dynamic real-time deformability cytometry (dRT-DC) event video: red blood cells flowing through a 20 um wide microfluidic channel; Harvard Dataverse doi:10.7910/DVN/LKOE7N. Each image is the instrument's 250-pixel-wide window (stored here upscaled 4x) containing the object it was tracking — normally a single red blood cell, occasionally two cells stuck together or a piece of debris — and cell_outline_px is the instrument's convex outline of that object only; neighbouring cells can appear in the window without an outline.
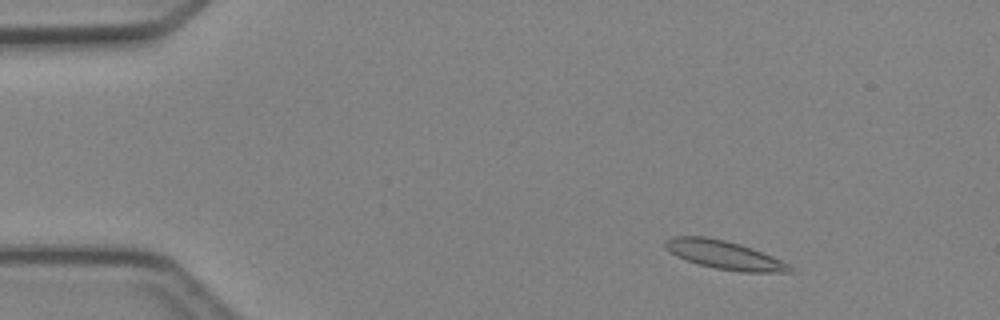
{"species": "Egyptian fruit bat (a non-hibernating species)", "species_latin": "Rousettus aegyptiacus", "temperature_condition": "cold", "stored_images_in_passage": 4, "camera_frame_rate_fps": 3000, "um_per_image_px": 0.085, "animal": {"sex": "female"}, "frame": {"image": 1, "passage_image": 2, "time_ms": 1.333, "image_size_px": [1000, 320], "cell_outline_px": [[796, 272], [740, 272], [716, 268], [700, 264], [676, 256], [664, 244], [664, 240], [672, 236], [708, 236], [740, 244], [752, 248], [772, 256], [796, 268]], "centroid_in_image_um": [61.61, 21.66], "position_along_channel_um": 23.4, "area_um2": 20.58}}
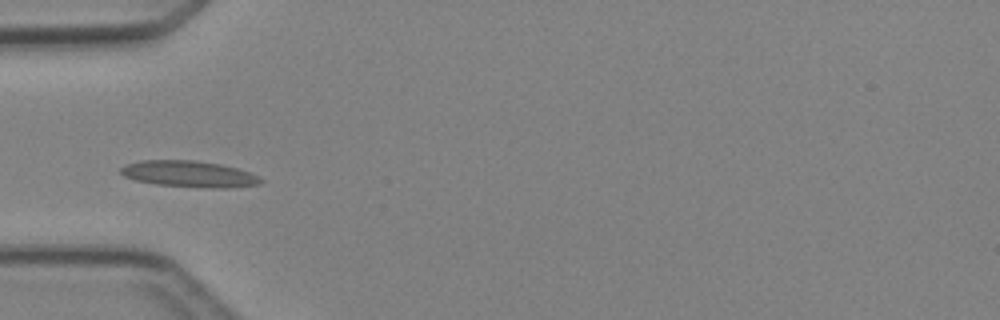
{"frame": {"image": 2, "passage_image": 4, "time_ms": 4.333, "image_size_px": [1000, 320], "cell_outline_px": [[264, 180], [260, 184], [224, 188], [212, 188], [156, 184], [136, 180], [124, 176], [120, 172], [120, 168], [124, 164], [140, 160], [192, 160], [220, 164], [236, 168], [248, 172]], "centroid_in_image_um": [16.03, 14.78], "position_along_channel_um": 69.0, "area_um2": 21.27}}